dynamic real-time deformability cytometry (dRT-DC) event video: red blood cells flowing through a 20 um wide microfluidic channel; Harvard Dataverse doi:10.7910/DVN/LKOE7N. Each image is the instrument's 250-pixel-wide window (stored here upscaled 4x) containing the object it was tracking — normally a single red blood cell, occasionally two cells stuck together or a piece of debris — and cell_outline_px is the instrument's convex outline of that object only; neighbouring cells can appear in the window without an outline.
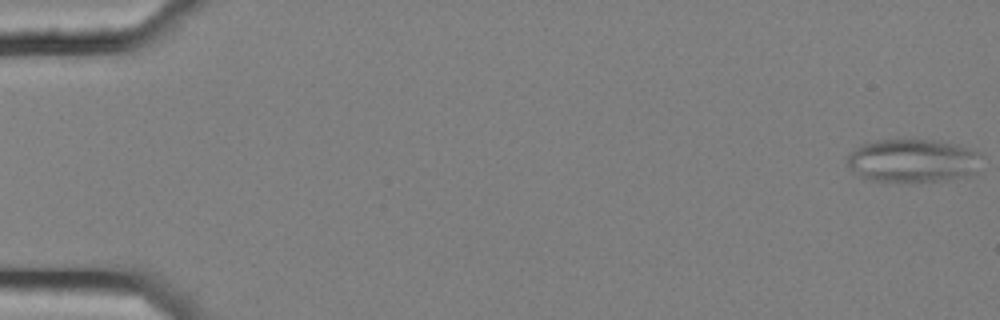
{"species": "common noctule bat (a hibernating species)", "species_latin": "Nyctalus noctula", "temperature_condition": "cold", "stored_images_in_passage": 6, "camera_frame_rate_fps": 3000, "um_per_image_px": 0.085, "animal": {"sex": "female", "body_mass_g": 25.1}, "frame": {"image": 1, "passage_image": 1, "time_ms": 0.0, "image_size_px": [1000, 320], "cell_outline_px": [[980, 152], [976, 172], [968, 176], [940, 180], [872, 180], [860, 176], [848, 164], [848, 156], [856, 148], [864, 144], [876, 140], [932, 140], [956, 144]], "centroid_in_image_um": [77.61, 13.63], "position_along_channel_um": 7.4, "area_um2": 32.89}}
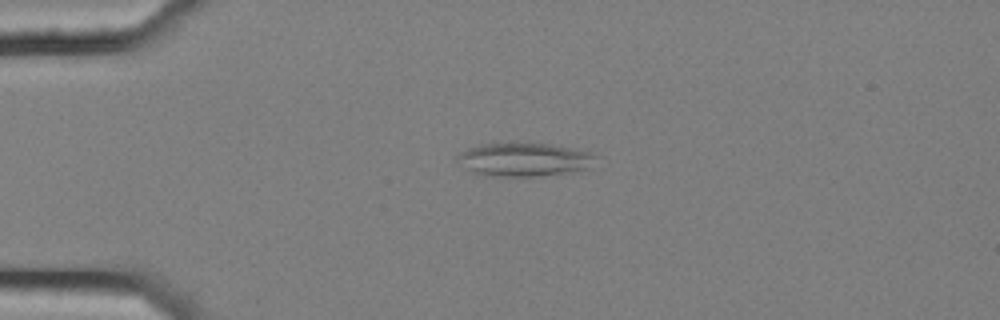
{"frame": {"image": 2, "passage_image": 4, "time_ms": 1.0, "image_size_px": [1000, 320], "cell_outline_px": [[600, 156], [592, 168], [532, 176], [492, 176], [472, 172], [456, 160], [456, 156], [460, 152], [468, 148], [480, 144], [528, 140], [576, 148], [592, 152]], "centroid_in_image_um": [44.6, 13.5], "position_along_channel_um": 40.4, "area_um2": 27.92}}